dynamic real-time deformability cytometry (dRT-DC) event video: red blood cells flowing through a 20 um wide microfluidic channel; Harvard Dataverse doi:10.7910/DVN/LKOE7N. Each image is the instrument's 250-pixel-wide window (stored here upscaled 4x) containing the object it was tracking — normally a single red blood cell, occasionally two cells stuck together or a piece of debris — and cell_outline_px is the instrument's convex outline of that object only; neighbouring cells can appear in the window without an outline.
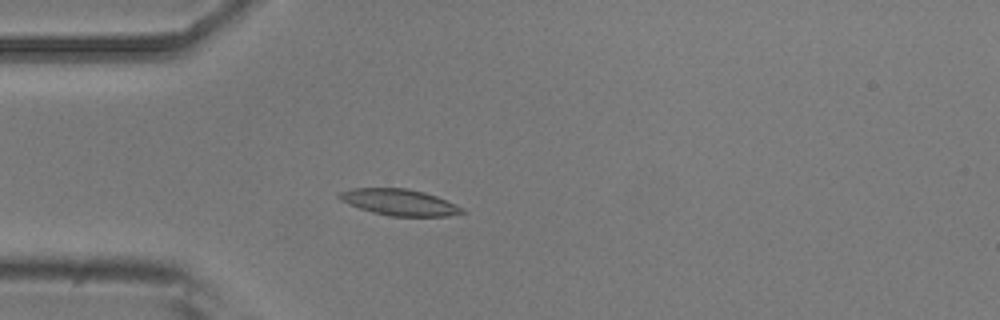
{"species": "common noctule bat (a hibernating species)", "species_latin": "Nyctalus noctula", "temperature_condition": "room temperature", "stored_images_in_passage": 45, "camera_frame_rate_fps": 3000, "um_per_image_px": 0.085, "animal": {"sex": "male", "body_mass_g": 20.5, "forearm_length_mm": 52.5}, "frame": {"image": 1, "passage_image": 8, "time_ms": 2.333, "image_size_px": [1000, 320], "cell_outline_px": [[468, 212], [448, 216], [388, 216], [372, 212], [348, 204], [340, 200], [336, 196], [340, 192], [352, 188], [404, 188], [424, 192], [436, 196], [464, 208]], "centroid_in_image_um": [33.94, 17.2], "position_along_channel_um": 51.1, "area_um2": 18.84}}
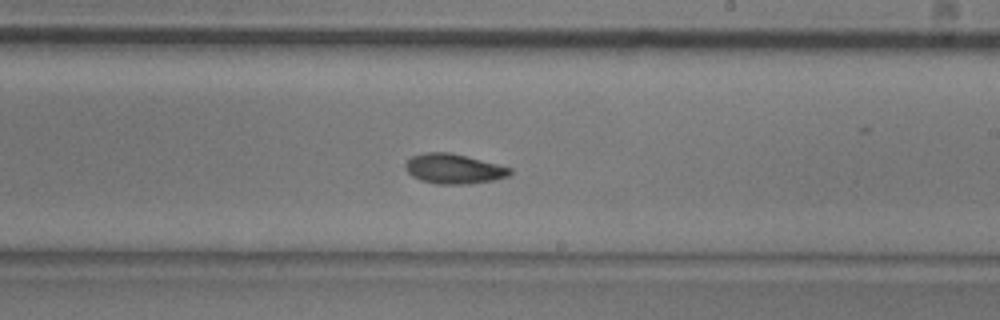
{"frame": {"image": 2, "passage_image": 24, "time_ms": 7.667, "image_size_px": [1000, 320], "cell_outline_px": [[512, 172], [508, 176], [492, 180], [468, 184], [436, 184], [420, 180], [412, 176], [404, 168], [404, 164], [412, 156], [424, 152], [448, 152], [512, 168]], "centroid_in_image_um": [38.52, 14.35], "position_along_channel_um": 250.5, "area_um2": 18.03}}
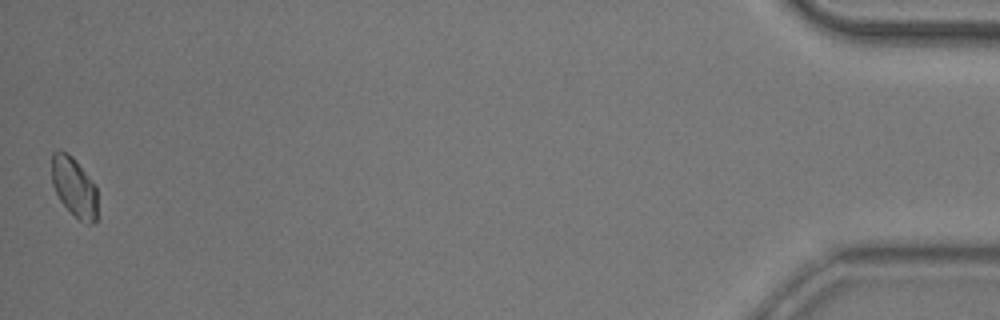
{"frame": {"image": 3, "passage_image": 45, "time_ms": 14.667, "image_size_px": [1000, 320], "cell_outline_px": [[100, 216], [92, 224], [88, 224], [80, 220], [60, 200], [52, 184], [52, 152], [56, 148], [60, 148], [72, 156], [96, 184]], "centroid_in_image_um": [6.35, 15.89], "position_along_channel_um": 428.8, "area_um2": 16.42}, "authors_computed_cell_mechanics": {"area_um2": 17.629, "velocity_mm_per_s": 3.8974, "shape_relaxation_time_tau1_ms": 7.0815, "shape_relaxation_time_tau2_ms": 3.4895, "deformation_change_tau1": 0.1603, "deformation_change_tau2": 0.081}}